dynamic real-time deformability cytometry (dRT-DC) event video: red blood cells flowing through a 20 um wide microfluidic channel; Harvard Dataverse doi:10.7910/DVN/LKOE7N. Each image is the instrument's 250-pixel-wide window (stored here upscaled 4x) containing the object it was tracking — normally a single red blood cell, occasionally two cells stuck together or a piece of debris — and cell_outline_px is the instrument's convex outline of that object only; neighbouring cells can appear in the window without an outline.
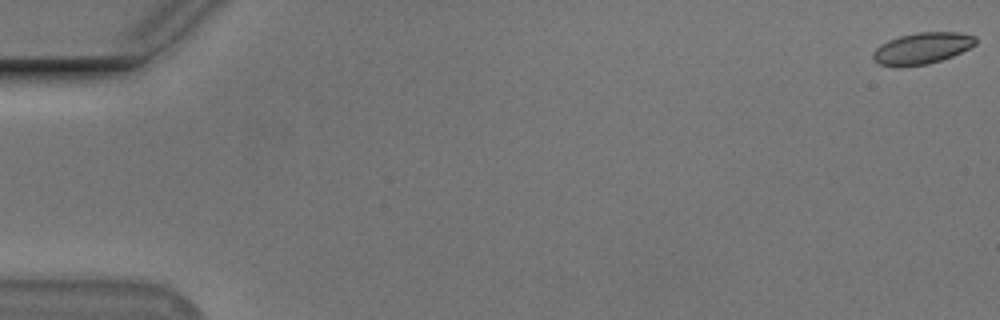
{"species": "Egyptian fruit bat (a non-hibernating species)", "species_latin": "Rousettus aegyptiacus", "temperature_condition": "cold", "stored_images_in_passage": 51, "camera_frame_rate_fps": 3000, "um_per_image_px": 0.085, "animal": {"sex": "male"}, "frame": {"image": 1, "passage_image": 1, "time_ms": 0.0, "image_size_px": [1000, 320], "cell_outline_px": [[976, 44], [952, 56], [928, 64], [900, 68], [896, 68], [880, 64], [872, 60], [872, 52], [880, 44], [888, 40], [900, 36], [916, 32], [956, 32], [976, 36]], "centroid_in_image_um": [78.31, 4.12], "position_along_channel_um": 6.7, "area_um2": 19.02}}
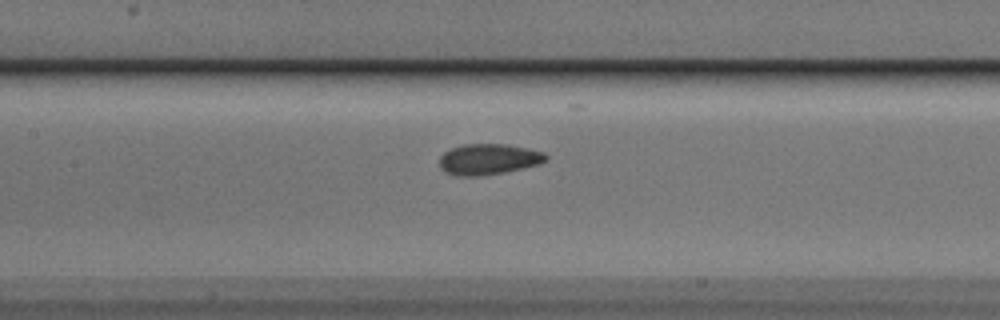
{"frame": {"image": 2, "passage_image": 27, "time_ms": 8.667, "image_size_px": [1000, 320], "cell_outline_px": [[548, 160], [540, 164], [504, 172], [480, 176], [456, 176], [444, 172], [440, 168], [440, 156], [444, 152], [452, 148], [464, 144], [508, 144], [528, 148], [544, 152], [548, 156]], "centroid_in_image_um": [41.53, 13.53], "position_along_channel_um": 165.9, "area_um2": 19.31}}
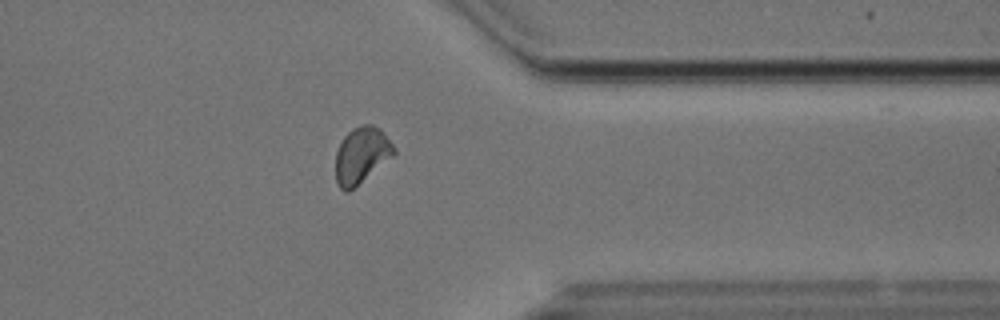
{"frame": {"image": 3, "passage_image": 45, "time_ms": 14.667, "image_size_px": [1000, 320], "cell_outline_px": [[396, 152], [392, 156], [348, 192], [344, 192], [336, 184], [336, 152], [344, 136], [352, 128], [364, 124], [372, 124], [380, 128], [396, 148]], "centroid_in_image_um": [30.71, 13.17], "position_along_channel_um": 380.7, "area_um2": 18.9}, "authors_computed_cell_mechanics": {"area_um2": 18.785, "velocity_mm_per_s": 3.7068, "shape_relaxation_time_tau1_ms": 3.2989, "shape_relaxation_time_tau2_ms": 1.3393, "deformation_change_tau1": 0.0774, "deformation_change_tau2": 0.0519}}